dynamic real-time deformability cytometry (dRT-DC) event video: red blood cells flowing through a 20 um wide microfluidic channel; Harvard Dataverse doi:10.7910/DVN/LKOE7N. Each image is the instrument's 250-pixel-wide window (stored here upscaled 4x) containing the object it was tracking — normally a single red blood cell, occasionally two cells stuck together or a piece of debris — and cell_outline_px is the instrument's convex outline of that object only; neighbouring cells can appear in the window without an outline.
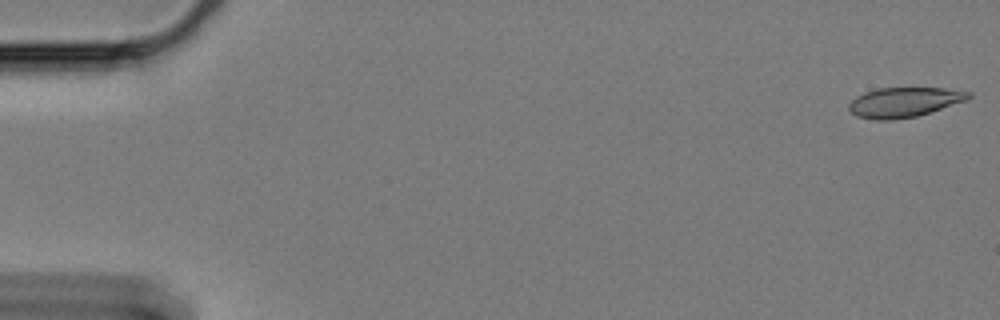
{"species": "Egyptian fruit bat (a non-hibernating species)", "species_latin": "Rousettus aegyptiacus", "temperature_condition": "cold", "stored_images_in_passage": 60, "camera_frame_rate_fps": 3000, "um_per_image_px": 0.085, "animal": {"sex": "female"}, "frame": {"image": 1, "passage_image": 1, "time_ms": 0.0, "image_size_px": [1000, 320], "cell_outline_px": [[972, 96], [968, 100], [916, 116], [892, 120], [876, 120], [856, 116], [848, 108], [848, 104], [856, 96], [864, 92], [876, 88], [944, 88], [972, 92]], "centroid_in_image_um": [76.85, 8.68], "position_along_channel_um": 8.2, "area_um2": 20.81}}
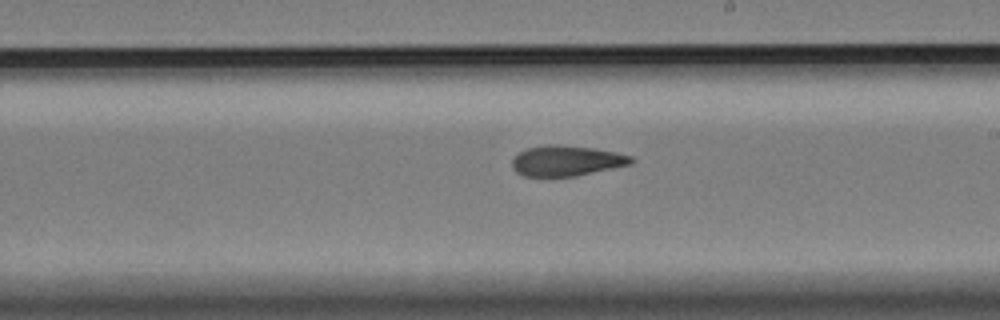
{"frame": {"image": 2, "passage_image": 35, "time_ms": 11.333, "image_size_px": [1000, 320], "cell_outline_px": [[636, 160], [632, 164], [576, 176], [524, 176], [516, 172], [512, 168], [512, 160], [520, 152], [528, 148], [548, 144], [560, 144], [592, 148], [616, 152], [632, 156]], "centroid_in_image_um": [48.18, 13.66], "position_along_channel_um": 240.8, "area_um2": 21.15}}
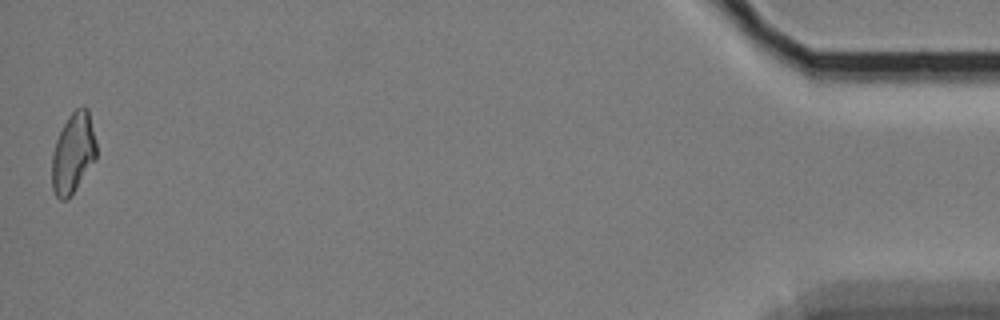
{"frame": {"image": 3, "passage_image": 60, "time_ms": 19.667, "image_size_px": [1000, 320], "cell_outline_px": [[96, 160], [72, 192], [64, 200], [60, 200], [56, 196], [52, 188], [52, 152], [56, 140], [68, 116], [76, 108], [84, 104], [88, 108], [96, 140]], "centroid_in_image_um": [6.22, 12.96], "position_along_channel_um": 429.0, "area_um2": 20.75}, "authors_computed_cell_mechanics": {"area_um2": 21.386, "velocity_mm_per_s": 3.3077, "shape_relaxation_time_tau1_ms": null, "shape_relaxation_time_tau2_ms": 4.7953, "deformation_change_tau1": null, "deformation_change_tau2": 0.1241}}